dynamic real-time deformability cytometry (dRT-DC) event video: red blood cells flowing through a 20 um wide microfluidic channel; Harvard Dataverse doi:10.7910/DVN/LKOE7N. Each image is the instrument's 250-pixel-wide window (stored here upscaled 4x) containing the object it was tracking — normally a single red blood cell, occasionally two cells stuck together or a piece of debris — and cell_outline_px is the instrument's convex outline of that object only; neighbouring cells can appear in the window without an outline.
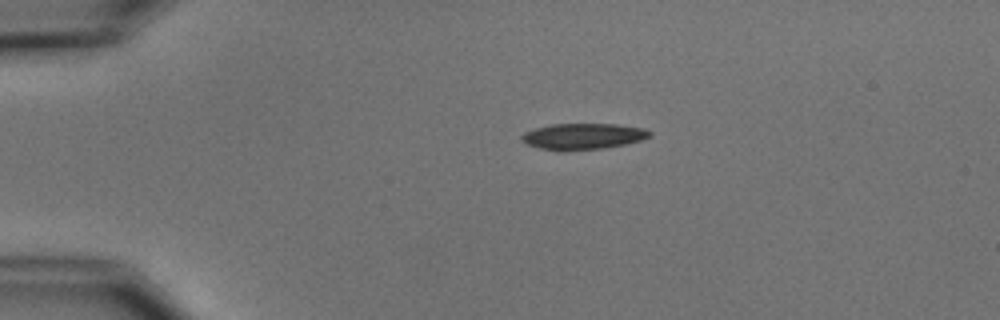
{"species": "common noctule bat (a hibernating species)", "species_latin": "Nyctalus noctula", "temperature_condition": "cold", "stored_images_in_passage": 4, "camera_frame_rate_fps": 3000, "um_per_image_px": 0.085, "animal": {"sex": "male", "body_mass_g": 15.6}, "frame": {"image": 1, "passage_image": 1, "time_ms": 0.0, "image_size_px": [1000, 320], "cell_outline_px": [[652, 136], [640, 140], [624, 144], [604, 148], [564, 152], [560, 152], [540, 148], [528, 144], [520, 140], [520, 136], [524, 132], [536, 128], [552, 124], [616, 124], [644, 128], [652, 132]], "centroid_in_image_um": [49.54, 11.6], "position_along_channel_um": 35.5, "area_um2": 19.71}}
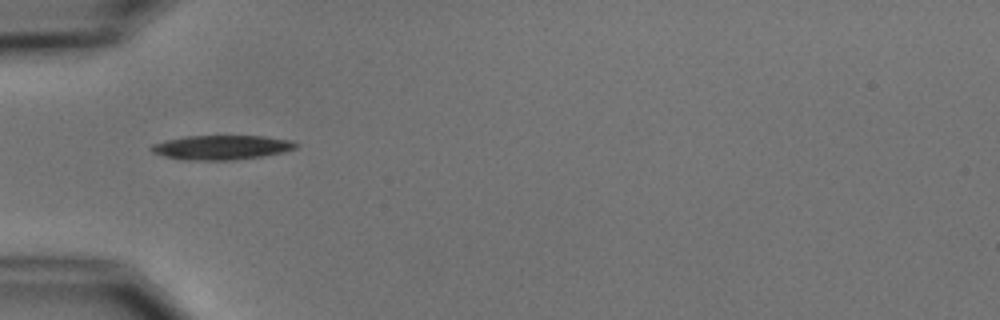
{"frame": {"image": 2, "passage_image": 2, "time_ms": 2.0, "image_size_px": [1000, 320], "cell_outline_px": [[300, 144], [296, 148], [284, 152], [264, 156], [232, 160], [184, 160], [164, 156], [152, 152], [148, 148], [152, 144], [164, 140], [184, 136], [264, 136], [292, 140]], "centroid_in_image_um": [18.83, 12.53], "position_along_channel_um": 66.2, "area_um2": 20.81}}
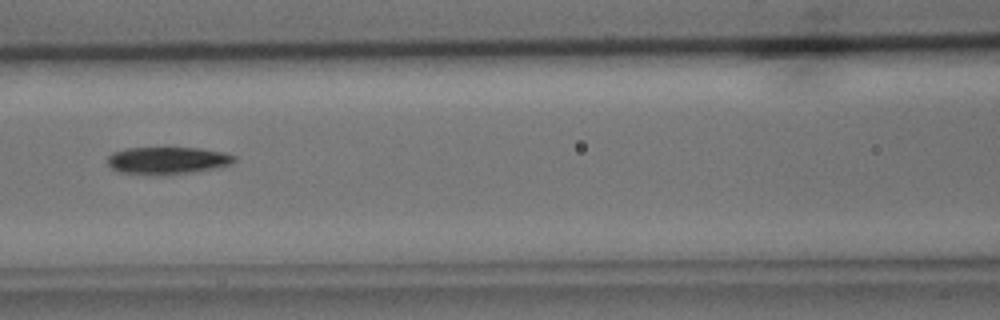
{"frame": {"image": 3, "passage_image": 4, "time_ms": 4.333, "image_size_px": [1000, 320], "cell_outline_px": [[236, 160], [232, 164], [192, 172], [168, 176], [156, 176], [120, 172], [112, 168], [108, 164], [108, 156], [112, 152], [124, 148], [200, 148], [224, 152], [236, 156]], "centroid_in_image_um": [14.22, 13.65], "position_along_channel_um": 152.4, "area_um2": 20.46}}